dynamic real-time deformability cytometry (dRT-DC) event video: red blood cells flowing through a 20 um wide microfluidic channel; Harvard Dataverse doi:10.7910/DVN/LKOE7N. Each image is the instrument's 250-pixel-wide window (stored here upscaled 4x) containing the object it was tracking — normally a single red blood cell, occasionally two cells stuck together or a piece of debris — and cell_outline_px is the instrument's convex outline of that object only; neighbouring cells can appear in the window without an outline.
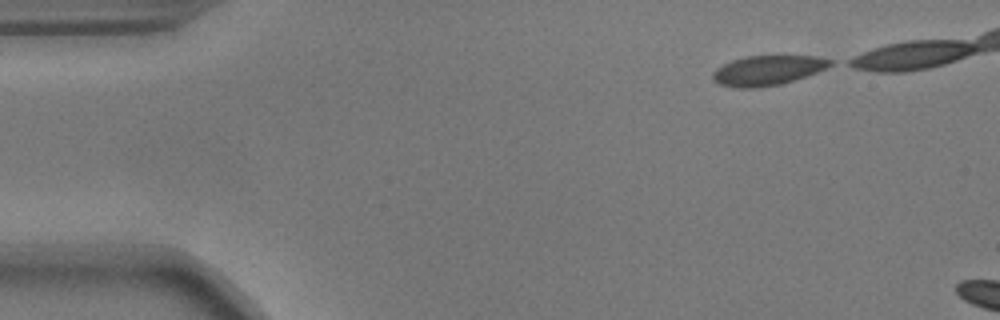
{"species": "common noctule bat (a hibernating species)", "species_latin": "Nyctalus noctula", "temperature_condition": "warm", "stored_images_in_passage": 5, "camera_frame_rate_fps": 3000, "um_per_image_px": 0.085, "animal": {"sex": "male", "body_mass_g": 17.9}, "frame": {"image": 1, "passage_image": 1, "time_ms": 0.0, "image_size_px": [1000, 320], "cell_outline_px": [[836, 60], [832, 64], [816, 72], [780, 84], [756, 88], [736, 88], [720, 84], [712, 80], [712, 72], [716, 68], [732, 60], [748, 56], [816, 56]], "centroid_in_image_um": [65.21, 5.98], "position_along_channel_um": 19.8, "area_um2": 20.23}}